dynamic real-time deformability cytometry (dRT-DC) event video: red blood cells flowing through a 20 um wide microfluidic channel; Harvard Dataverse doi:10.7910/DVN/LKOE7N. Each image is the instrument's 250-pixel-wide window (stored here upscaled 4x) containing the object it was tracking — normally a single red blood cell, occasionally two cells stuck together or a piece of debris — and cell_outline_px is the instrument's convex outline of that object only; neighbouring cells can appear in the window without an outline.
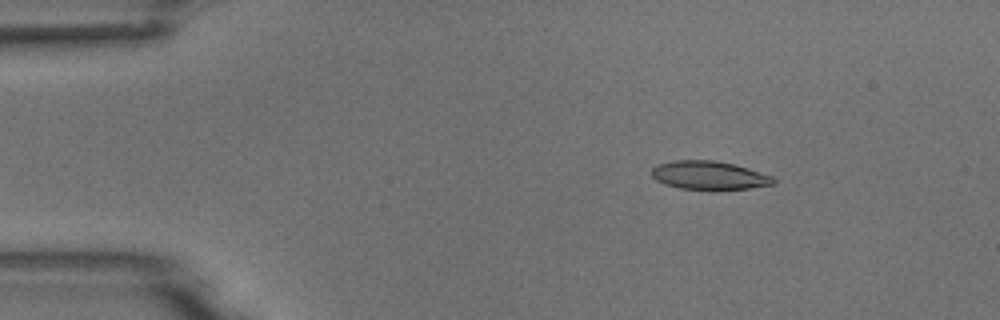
{"species": "common noctule bat (a hibernating species)", "species_latin": "Nyctalus noctula", "temperature_condition": "room temperature", "stored_images_in_passage": 5, "camera_frame_rate_fps": 3000, "um_per_image_px": 0.085, "animal": {"sex": "male", "body_mass_g": 18.8}, "frame": {"image": 1, "passage_image": 3, "time_ms": 2.333, "image_size_px": [1000, 320], "cell_outline_px": [[776, 184], [748, 188], [712, 192], [680, 188], [664, 184], [656, 180], [652, 176], [652, 168], [660, 164], [672, 160], [716, 160], [736, 164], [772, 176], [776, 180]], "centroid_in_image_um": [60.3, 14.93], "position_along_channel_um": 24.7, "area_um2": 20.87}}